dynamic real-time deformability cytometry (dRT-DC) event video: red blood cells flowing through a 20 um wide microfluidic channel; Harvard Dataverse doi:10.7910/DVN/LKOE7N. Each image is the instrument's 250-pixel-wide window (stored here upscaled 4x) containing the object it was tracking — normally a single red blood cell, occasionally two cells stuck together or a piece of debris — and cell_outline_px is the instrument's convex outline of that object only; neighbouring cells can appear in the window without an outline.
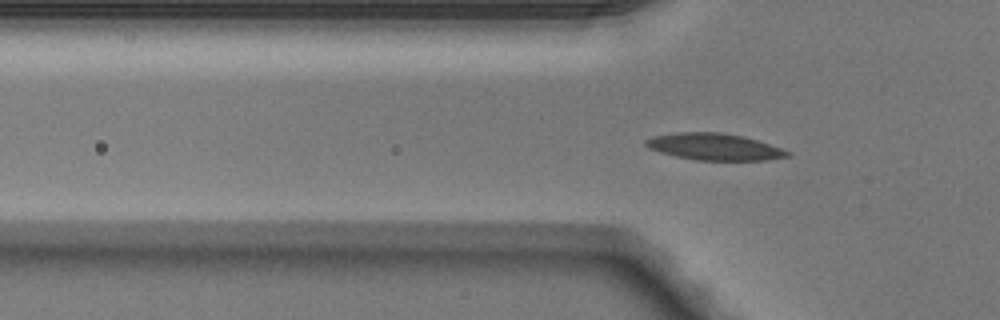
{"species": "Egyptian fruit bat (a non-hibernating species)", "species_latin": "Rousettus aegyptiacus", "temperature_condition": "warm", "stored_images_in_passage": 2, "camera_frame_rate_fps": 3000, "um_per_image_px": 0.085, "animal": {"sex": "male"}, "frame": {"image": 1, "passage_image": 2, "time_ms": 0.333, "image_size_px": [1000, 320], "cell_outline_px": [[792, 156], [768, 160], [696, 160], [676, 156], [660, 152], [648, 148], [644, 144], [644, 140], [652, 136], [676, 132], [720, 132], [744, 136], [792, 152]], "centroid_in_image_um": [60.71, 12.47], "position_along_channel_um": 65.1, "area_um2": 22.14}}